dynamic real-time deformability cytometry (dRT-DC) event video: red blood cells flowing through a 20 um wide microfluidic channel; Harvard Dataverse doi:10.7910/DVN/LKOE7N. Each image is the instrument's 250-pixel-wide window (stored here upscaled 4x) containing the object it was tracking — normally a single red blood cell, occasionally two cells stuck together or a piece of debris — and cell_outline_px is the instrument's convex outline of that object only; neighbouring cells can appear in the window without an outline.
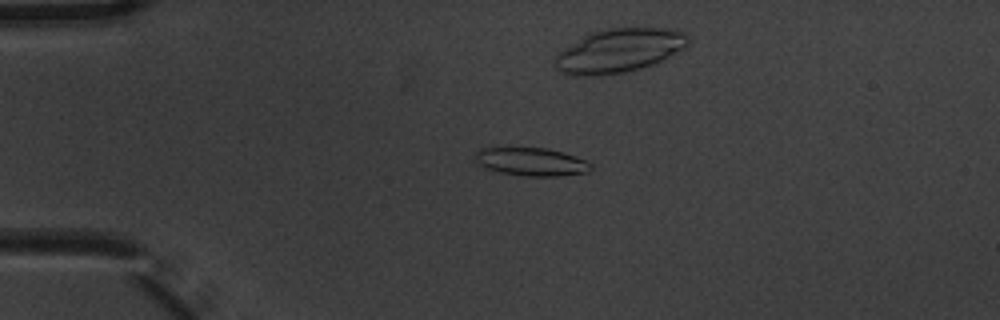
{"species": "common noctule bat (a hibernating species)", "species_latin": "Nyctalus noctula", "temperature_condition": "warm", "stored_images_in_passage": 10, "segment_of_instrument_passage": [1, 2], "camera_frame_rate_fps": 3000, "um_per_image_px": 0.085, "animal": {"sex": "male", "body_mass_g": 20.1, "forearm_length_mm": 53.5}, "frame": {"image": 1, "passage_image": 4, "time_ms": 1.0, "image_size_px": [1000, 320], "cell_outline_px": [[592, 168], [588, 172], [560, 176], [524, 176], [500, 172], [488, 168], [480, 164], [476, 160], [476, 152], [480, 148], [548, 148], [576, 156], [592, 164]], "centroid_in_image_um": [45.21, 13.75], "position_along_channel_um": 39.8, "area_um2": 18.79}}